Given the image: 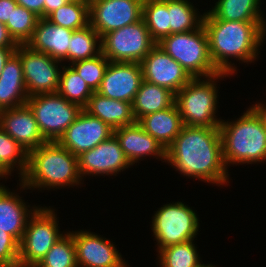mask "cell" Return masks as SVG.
Segmentation results:
<instances>
[{
    "label": "cell",
    "instance_id": "6da1fadb",
    "mask_svg": "<svg viewBox=\"0 0 266 267\" xmlns=\"http://www.w3.org/2000/svg\"><path fill=\"white\" fill-rule=\"evenodd\" d=\"M166 162L183 176L216 185L229 182L219 128L183 125L166 149Z\"/></svg>",
    "mask_w": 266,
    "mask_h": 267
},
{
    "label": "cell",
    "instance_id": "2e32d148",
    "mask_svg": "<svg viewBox=\"0 0 266 267\" xmlns=\"http://www.w3.org/2000/svg\"><path fill=\"white\" fill-rule=\"evenodd\" d=\"M140 64L143 80L166 87L175 94L192 79L182 65L157 44Z\"/></svg>",
    "mask_w": 266,
    "mask_h": 267
},
{
    "label": "cell",
    "instance_id": "7a4b0ae2",
    "mask_svg": "<svg viewBox=\"0 0 266 267\" xmlns=\"http://www.w3.org/2000/svg\"><path fill=\"white\" fill-rule=\"evenodd\" d=\"M265 22L225 21L216 19L209 11L205 12L202 24L215 68L219 72L234 75L237 67L229 62L230 58L247 64L254 63L266 36Z\"/></svg>",
    "mask_w": 266,
    "mask_h": 267
},
{
    "label": "cell",
    "instance_id": "836d02e7",
    "mask_svg": "<svg viewBox=\"0 0 266 267\" xmlns=\"http://www.w3.org/2000/svg\"><path fill=\"white\" fill-rule=\"evenodd\" d=\"M35 267H78L72 233H64Z\"/></svg>",
    "mask_w": 266,
    "mask_h": 267
},
{
    "label": "cell",
    "instance_id": "8d00e7d4",
    "mask_svg": "<svg viewBox=\"0 0 266 267\" xmlns=\"http://www.w3.org/2000/svg\"><path fill=\"white\" fill-rule=\"evenodd\" d=\"M19 265V242L0 228V267Z\"/></svg>",
    "mask_w": 266,
    "mask_h": 267
},
{
    "label": "cell",
    "instance_id": "f546056e",
    "mask_svg": "<svg viewBox=\"0 0 266 267\" xmlns=\"http://www.w3.org/2000/svg\"><path fill=\"white\" fill-rule=\"evenodd\" d=\"M57 26L78 30L90 24L89 0H74L67 2L46 17Z\"/></svg>",
    "mask_w": 266,
    "mask_h": 267
},
{
    "label": "cell",
    "instance_id": "ffe728a7",
    "mask_svg": "<svg viewBox=\"0 0 266 267\" xmlns=\"http://www.w3.org/2000/svg\"><path fill=\"white\" fill-rule=\"evenodd\" d=\"M72 33L73 30L71 29L57 26L46 18H40L31 39L26 45L61 62L67 61L68 46Z\"/></svg>",
    "mask_w": 266,
    "mask_h": 267
},
{
    "label": "cell",
    "instance_id": "ee69618b",
    "mask_svg": "<svg viewBox=\"0 0 266 267\" xmlns=\"http://www.w3.org/2000/svg\"><path fill=\"white\" fill-rule=\"evenodd\" d=\"M8 177L1 169H0V180L1 178H5Z\"/></svg>",
    "mask_w": 266,
    "mask_h": 267
},
{
    "label": "cell",
    "instance_id": "4fadbf2b",
    "mask_svg": "<svg viewBox=\"0 0 266 267\" xmlns=\"http://www.w3.org/2000/svg\"><path fill=\"white\" fill-rule=\"evenodd\" d=\"M112 135L114 129L83 109L57 142L78 157Z\"/></svg>",
    "mask_w": 266,
    "mask_h": 267
},
{
    "label": "cell",
    "instance_id": "74e56055",
    "mask_svg": "<svg viewBox=\"0 0 266 267\" xmlns=\"http://www.w3.org/2000/svg\"><path fill=\"white\" fill-rule=\"evenodd\" d=\"M18 5H21L35 13L40 18H43L44 0H15Z\"/></svg>",
    "mask_w": 266,
    "mask_h": 267
},
{
    "label": "cell",
    "instance_id": "d6986e66",
    "mask_svg": "<svg viewBox=\"0 0 266 267\" xmlns=\"http://www.w3.org/2000/svg\"><path fill=\"white\" fill-rule=\"evenodd\" d=\"M121 149L133 166L146 156H152L166 162V149L136 121L114 130Z\"/></svg>",
    "mask_w": 266,
    "mask_h": 267
},
{
    "label": "cell",
    "instance_id": "4dcf8cb0",
    "mask_svg": "<svg viewBox=\"0 0 266 267\" xmlns=\"http://www.w3.org/2000/svg\"><path fill=\"white\" fill-rule=\"evenodd\" d=\"M142 18L156 43L170 35L168 0H144Z\"/></svg>",
    "mask_w": 266,
    "mask_h": 267
},
{
    "label": "cell",
    "instance_id": "44dd1931",
    "mask_svg": "<svg viewBox=\"0 0 266 267\" xmlns=\"http://www.w3.org/2000/svg\"><path fill=\"white\" fill-rule=\"evenodd\" d=\"M18 194L0 185V228L11 234L19 243L23 238L29 217L37 206L30 207Z\"/></svg>",
    "mask_w": 266,
    "mask_h": 267
},
{
    "label": "cell",
    "instance_id": "484cf974",
    "mask_svg": "<svg viewBox=\"0 0 266 267\" xmlns=\"http://www.w3.org/2000/svg\"><path fill=\"white\" fill-rule=\"evenodd\" d=\"M261 0H218L209 12L225 21H265Z\"/></svg>",
    "mask_w": 266,
    "mask_h": 267
},
{
    "label": "cell",
    "instance_id": "b9f144b4",
    "mask_svg": "<svg viewBox=\"0 0 266 267\" xmlns=\"http://www.w3.org/2000/svg\"><path fill=\"white\" fill-rule=\"evenodd\" d=\"M255 115L259 118L261 121L262 125L266 128V105L263 103H255V105H252L249 107Z\"/></svg>",
    "mask_w": 266,
    "mask_h": 267
},
{
    "label": "cell",
    "instance_id": "83f0119b",
    "mask_svg": "<svg viewBox=\"0 0 266 267\" xmlns=\"http://www.w3.org/2000/svg\"><path fill=\"white\" fill-rule=\"evenodd\" d=\"M190 0H168L170 34L195 31L203 22L204 14L199 15Z\"/></svg>",
    "mask_w": 266,
    "mask_h": 267
},
{
    "label": "cell",
    "instance_id": "d4e9b609",
    "mask_svg": "<svg viewBox=\"0 0 266 267\" xmlns=\"http://www.w3.org/2000/svg\"><path fill=\"white\" fill-rule=\"evenodd\" d=\"M174 104V92L143 80L132 102L133 115L138 122L143 116L164 110Z\"/></svg>",
    "mask_w": 266,
    "mask_h": 267
},
{
    "label": "cell",
    "instance_id": "e575fe53",
    "mask_svg": "<svg viewBox=\"0 0 266 267\" xmlns=\"http://www.w3.org/2000/svg\"><path fill=\"white\" fill-rule=\"evenodd\" d=\"M39 19L40 17L32 11L17 5L5 25L14 41L18 45H23L31 39Z\"/></svg>",
    "mask_w": 266,
    "mask_h": 267
},
{
    "label": "cell",
    "instance_id": "60d3db41",
    "mask_svg": "<svg viewBox=\"0 0 266 267\" xmlns=\"http://www.w3.org/2000/svg\"><path fill=\"white\" fill-rule=\"evenodd\" d=\"M67 0H44L43 18H46L59 7L64 6Z\"/></svg>",
    "mask_w": 266,
    "mask_h": 267
},
{
    "label": "cell",
    "instance_id": "ac0fdd59",
    "mask_svg": "<svg viewBox=\"0 0 266 267\" xmlns=\"http://www.w3.org/2000/svg\"><path fill=\"white\" fill-rule=\"evenodd\" d=\"M0 128L28 153L47 142L40 133L34 113L27 104L0 111Z\"/></svg>",
    "mask_w": 266,
    "mask_h": 267
},
{
    "label": "cell",
    "instance_id": "f1b7e54d",
    "mask_svg": "<svg viewBox=\"0 0 266 267\" xmlns=\"http://www.w3.org/2000/svg\"><path fill=\"white\" fill-rule=\"evenodd\" d=\"M57 93L84 109L94 92L70 65L63 64Z\"/></svg>",
    "mask_w": 266,
    "mask_h": 267
},
{
    "label": "cell",
    "instance_id": "9c48e42d",
    "mask_svg": "<svg viewBox=\"0 0 266 267\" xmlns=\"http://www.w3.org/2000/svg\"><path fill=\"white\" fill-rule=\"evenodd\" d=\"M26 104L34 113L39 131L47 142H57L83 110L58 93L30 96Z\"/></svg>",
    "mask_w": 266,
    "mask_h": 267
},
{
    "label": "cell",
    "instance_id": "cb8c5ba5",
    "mask_svg": "<svg viewBox=\"0 0 266 267\" xmlns=\"http://www.w3.org/2000/svg\"><path fill=\"white\" fill-rule=\"evenodd\" d=\"M84 110L90 115L100 118L114 130L136 122L133 115L132 103L113 100L97 92H94L90 97Z\"/></svg>",
    "mask_w": 266,
    "mask_h": 267
},
{
    "label": "cell",
    "instance_id": "f6af8a7d",
    "mask_svg": "<svg viewBox=\"0 0 266 267\" xmlns=\"http://www.w3.org/2000/svg\"><path fill=\"white\" fill-rule=\"evenodd\" d=\"M200 267H215V265L213 266V265H211V264H202Z\"/></svg>",
    "mask_w": 266,
    "mask_h": 267
},
{
    "label": "cell",
    "instance_id": "603a6c76",
    "mask_svg": "<svg viewBox=\"0 0 266 267\" xmlns=\"http://www.w3.org/2000/svg\"><path fill=\"white\" fill-rule=\"evenodd\" d=\"M138 123L165 149L173 143L183 127L176 104L164 110L143 116Z\"/></svg>",
    "mask_w": 266,
    "mask_h": 267
},
{
    "label": "cell",
    "instance_id": "9a60e30c",
    "mask_svg": "<svg viewBox=\"0 0 266 267\" xmlns=\"http://www.w3.org/2000/svg\"><path fill=\"white\" fill-rule=\"evenodd\" d=\"M71 233L78 267H129L110 240L89 230Z\"/></svg>",
    "mask_w": 266,
    "mask_h": 267
},
{
    "label": "cell",
    "instance_id": "8992f818",
    "mask_svg": "<svg viewBox=\"0 0 266 267\" xmlns=\"http://www.w3.org/2000/svg\"><path fill=\"white\" fill-rule=\"evenodd\" d=\"M157 45L181 64L192 78H206L219 73L209 54L208 37L203 24L195 31L172 33Z\"/></svg>",
    "mask_w": 266,
    "mask_h": 267
},
{
    "label": "cell",
    "instance_id": "30bf717a",
    "mask_svg": "<svg viewBox=\"0 0 266 267\" xmlns=\"http://www.w3.org/2000/svg\"><path fill=\"white\" fill-rule=\"evenodd\" d=\"M157 43L143 18L101 37V53L110 62L140 63Z\"/></svg>",
    "mask_w": 266,
    "mask_h": 267
},
{
    "label": "cell",
    "instance_id": "3957f363",
    "mask_svg": "<svg viewBox=\"0 0 266 267\" xmlns=\"http://www.w3.org/2000/svg\"><path fill=\"white\" fill-rule=\"evenodd\" d=\"M19 181L20 190H48L81 185L78 157L58 142H46L28 153V167Z\"/></svg>",
    "mask_w": 266,
    "mask_h": 267
},
{
    "label": "cell",
    "instance_id": "7402d4cb",
    "mask_svg": "<svg viewBox=\"0 0 266 267\" xmlns=\"http://www.w3.org/2000/svg\"><path fill=\"white\" fill-rule=\"evenodd\" d=\"M28 97L22 63L14 52L0 75V111L23 106Z\"/></svg>",
    "mask_w": 266,
    "mask_h": 267
},
{
    "label": "cell",
    "instance_id": "277c9868",
    "mask_svg": "<svg viewBox=\"0 0 266 267\" xmlns=\"http://www.w3.org/2000/svg\"><path fill=\"white\" fill-rule=\"evenodd\" d=\"M219 130L227 168L266 161V128L250 108L236 121L222 120Z\"/></svg>",
    "mask_w": 266,
    "mask_h": 267
},
{
    "label": "cell",
    "instance_id": "8fae6325",
    "mask_svg": "<svg viewBox=\"0 0 266 267\" xmlns=\"http://www.w3.org/2000/svg\"><path fill=\"white\" fill-rule=\"evenodd\" d=\"M15 52L19 55L28 96L57 93L61 61L43 52L35 51L26 44L18 45ZM58 65L61 67L58 68Z\"/></svg>",
    "mask_w": 266,
    "mask_h": 267
},
{
    "label": "cell",
    "instance_id": "5bb4252c",
    "mask_svg": "<svg viewBox=\"0 0 266 267\" xmlns=\"http://www.w3.org/2000/svg\"><path fill=\"white\" fill-rule=\"evenodd\" d=\"M130 166L115 135L78 156V170L82 180L85 175L116 176Z\"/></svg>",
    "mask_w": 266,
    "mask_h": 267
},
{
    "label": "cell",
    "instance_id": "7c38bea8",
    "mask_svg": "<svg viewBox=\"0 0 266 267\" xmlns=\"http://www.w3.org/2000/svg\"><path fill=\"white\" fill-rule=\"evenodd\" d=\"M144 0H89L90 25L100 37L142 19Z\"/></svg>",
    "mask_w": 266,
    "mask_h": 267
},
{
    "label": "cell",
    "instance_id": "ab89813d",
    "mask_svg": "<svg viewBox=\"0 0 266 267\" xmlns=\"http://www.w3.org/2000/svg\"><path fill=\"white\" fill-rule=\"evenodd\" d=\"M18 44L10 36L5 24L0 23V47H17Z\"/></svg>",
    "mask_w": 266,
    "mask_h": 267
},
{
    "label": "cell",
    "instance_id": "d590c367",
    "mask_svg": "<svg viewBox=\"0 0 266 267\" xmlns=\"http://www.w3.org/2000/svg\"><path fill=\"white\" fill-rule=\"evenodd\" d=\"M109 60L100 53L85 60L72 63L70 66L81 76L93 92H96L104 77Z\"/></svg>",
    "mask_w": 266,
    "mask_h": 267
},
{
    "label": "cell",
    "instance_id": "52a82bcc",
    "mask_svg": "<svg viewBox=\"0 0 266 267\" xmlns=\"http://www.w3.org/2000/svg\"><path fill=\"white\" fill-rule=\"evenodd\" d=\"M46 206L36 209L29 217L19 243V265L35 267L64 234L60 232L57 215Z\"/></svg>",
    "mask_w": 266,
    "mask_h": 267
},
{
    "label": "cell",
    "instance_id": "5b68a950",
    "mask_svg": "<svg viewBox=\"0 0 266 267\" xmlns=\"http://www.w3.org/2000/svg\"><path fill=\"white\" fill-rule=\"evenodd\" d=\"M231 76L219 72L213 76L192 78L175 94V104L179 110L183 125L219 128L222 119L216 114L218 79Z\"/></svg>",
    "mask_w": 266,
    "mask_h": 267
},
{
    "label": "cell",
    "instance_id": "d6a6232c",
    "mask_svg": "<svg viewBox=\"0 0 266 267\" xmlns=\"http://www.w3.org/2000/svg\"><path fill=\"white\" fill-rule=\"evenodd\" d=\"M194 240L160 249L158 252L161 267H200L202 261L197 253Z\"/></svg>",
    "mask_w": 266,
    "mask_h": 267
},
{
    "label": "cell",
    "instance_id": "4316f807",
    "mask_svg": "<svg viewBox=\"0 0 266 267\" xmlns=\"http://www.w3.org/2000/svg\"><path fill=\"white\" fill-rule=\"evenodd\" d=\"M100 53L101 37L90 24L73 31L67 53L69 65L80 60L93 58Z\"/></svg>",
    "mask_w": 266,
    "mask_h": 267
},
{
    "label": "cell",
    "instance_id": "1f68e13d",
    "mask_svg": "<svg viewBox=\"0 0 266 267\" xmlns=\"http://www.w3.org/2000/svg\"><path fill=\"white\" fill-rule=\"evenodd\" d=\"M27 167L28 152L0 128V169L7 176L11 175L14 169H18L21 179L25 175Z\"/></svg>",
    "mask_w": 266,
    "mask_h": 267
},
{
    "label": "cell",
    "instance_id": "7bdbcfd3",
    "mask_svg": "<svg viewBox=\"0 0 266 267\" xmlns=\"http://www.w3.org/2000/svg\"><path fill=\"white\" fill-rule=\"evenodd\" d=\"M17 47H0V75L7 60L15 52Z\"/></svg>",
    "mask_w": 266,
    "mask_h": 267
},
{
    "label": "cell",
    "instance_id": "f35d334b",
    "mask_svg": "<svg viewBox=\"0 0 266 267\" xmlns=\"http://www.w3.org/2000/svg\"><path fill=\"white\" fill-rule=\"evenodd\" d=\"M15 0H0V23L6 24L10 16L12 15V10L17 6Z\"/></svg>",
    "mask_w": 266,
    "mask_h": 267
},
{
    "label": "cell",
    "instance_id": "e0dca14e",
    "mask_svg": "<svg viewBox=\"0 0 266 267\" xmlns=\"http://www.w3.org/2000/svg\"><path fill=\"white\" fill-rule=\"evenodd\" d=\"M143 81L140 63L110 62L96 91L113 100L132 103Z\"/></svg>",
    "mask_w": 266,
    "mask_h": 267
},
{
    "label": "cell",
    "instance_id": "ba28073f",
    "mask_svg": "<svg viewBox=\"0 0 266 267\" xmlns=\"http://www.w3.org/2000/svg\"><path fill=\"white\" fill-rule=\"evenodd\" d=\"M196 211L183 202H170L159 208L152 218V232L158 250L196 238L199 231Z\"/></svg>",
    "mask_w": 266,
    "mask_h": 267
}]
</instances>
